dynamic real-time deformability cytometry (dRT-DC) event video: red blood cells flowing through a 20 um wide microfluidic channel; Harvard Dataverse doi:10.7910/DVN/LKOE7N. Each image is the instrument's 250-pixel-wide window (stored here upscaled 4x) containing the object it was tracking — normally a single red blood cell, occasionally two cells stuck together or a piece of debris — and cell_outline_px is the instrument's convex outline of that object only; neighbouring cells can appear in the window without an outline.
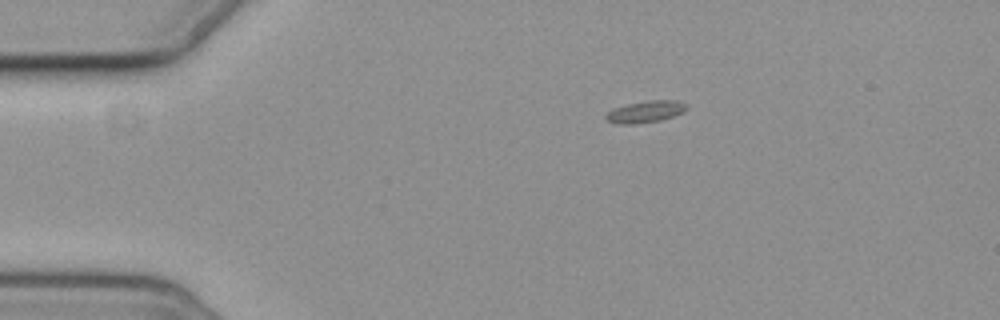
{"species": "common noctule bat (a hibernating species)", "species_latin": "Nyctalus noctula", "temperature_condition": "cold", "stored_images_in_passage": 8, "camera_frame_rate_fps": 3000, "um_per_image_px": 0.085, "animal": {"sex": "female", "body_mass_g": 19.3, "forearm_length_mm": 54.1}, "frame": {"image": 1, "passage_image": 2, "time_ms": 1.0, "image_size_px": [1000, 320], "cell_outline_px": [[688, 108], [684, 112], [660, 120], [632, 124], [616, 124], [608, 120], [604, 116], [612, 108], [628, 104], [648, 100], [676, 100], [688, 104]], "centroid_in_image_um": [54.88, 9.48], "position_along_channel_um": 30.1, "area_um2": 10.23}}